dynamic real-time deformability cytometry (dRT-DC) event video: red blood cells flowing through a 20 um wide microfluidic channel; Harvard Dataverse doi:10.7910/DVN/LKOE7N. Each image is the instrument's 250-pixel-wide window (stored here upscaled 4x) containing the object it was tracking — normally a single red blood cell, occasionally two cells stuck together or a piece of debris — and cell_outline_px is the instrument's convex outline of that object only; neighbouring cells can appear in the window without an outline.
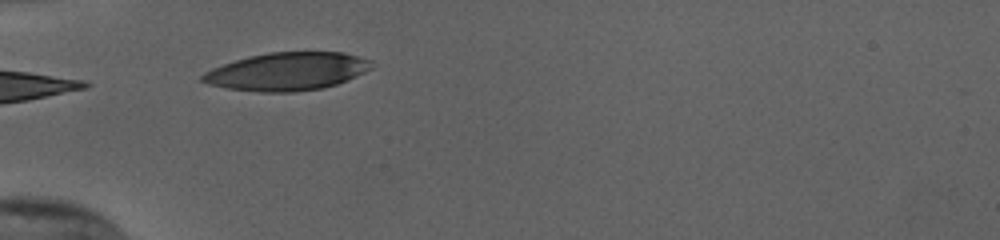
{"species": "human", "species_latin": "Homo sapiens", "temperature_condition": "cold", "stored_images_in_passage": 5, "camera_frame_rate_fps": 3000, "um_per_image_px": 0.085, "donor": {"sex": "female"}, "frame": {"image": 1, "passage_image": 1, "time_ms": 0.0, "image_size_px": [1000, 240], "cell_outline_px": [[372, 68], [348, 80], [324, 88], [292, 92], [260, 92], [228, 88], [208, 84], [200, 80], [200, 76], [204, 72], [212, 68], [248, 56], [268, 52], [344, 52], [372, 60]], "centroid_in_image_um": [24.41, 6.07], "position_along_channel_um": 60.6, "area_um2": 37.45}}
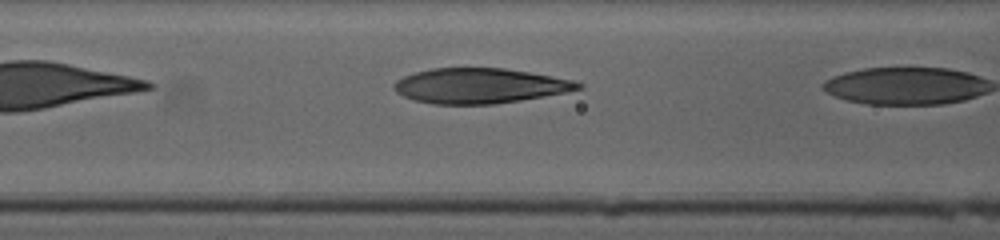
{"frame": {"image": 2, "passage_image": 4, "time_ms": 1.0, "image_size_px": [1000, 240], "cell_outline_px": [[584, 88], [544, 96], [520, 100], [492, 104], [432, 104], [416, 100], [404, 96], [396, 92], [392, 88], [392, 84], [396, 80], [404, 76], [416, 72], [432, 68], [504, 68], [528, 72], [572, 80], [584, 84]], "centroid_in_image_um": [40.74, 7.29], "position_along_channel_um": 125.9, "area_um2": 37.45}}